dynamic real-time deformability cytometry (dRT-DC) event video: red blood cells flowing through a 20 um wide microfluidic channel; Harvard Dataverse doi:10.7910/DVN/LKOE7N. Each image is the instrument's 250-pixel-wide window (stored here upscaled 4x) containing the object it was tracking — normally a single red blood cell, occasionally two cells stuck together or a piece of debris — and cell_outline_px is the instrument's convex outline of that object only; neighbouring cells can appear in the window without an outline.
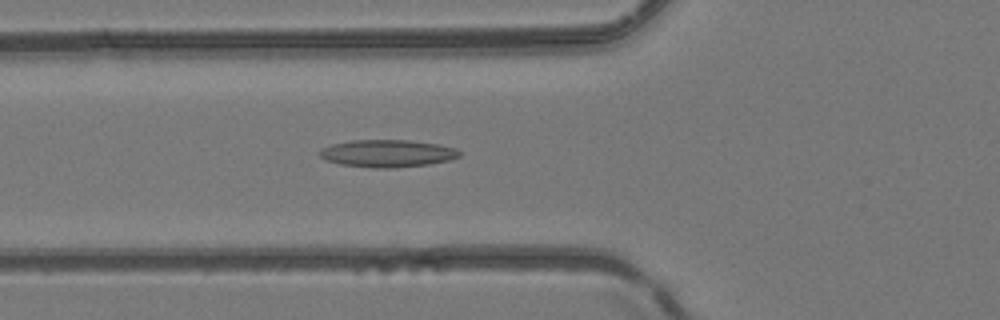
{"species": "common noctule bat (a hibernating species)", "species_latin": "Nyctalus noctula", "temperature_condition": "room temperature", "stored_images_in_passage": 50, "camera_frame_rate_fps": 3000, "um_per_image_px": 0.085, "animal": {"sex": "female", "body_mass_g": 24.6, "forearm_length_mm": 56.2}, "frame": {"image": 1, "passage_image": 19, "time_ms": 6.0, "image_size_px": [1000, 320], "cell_outline_px": [[460, 156], [448, 160], [428, 164], [392, 168], [372, 168], [340, 164], [324, 160], [320, 156], [320, 148], [332, 144], [352, 140], [408, 140], [436, 144], [456, 148], [460, 152]], "centroid_in_image_um": [32.89, 13.04], "position_along_channel_um": 92.9, "area_um2": 22.25}}
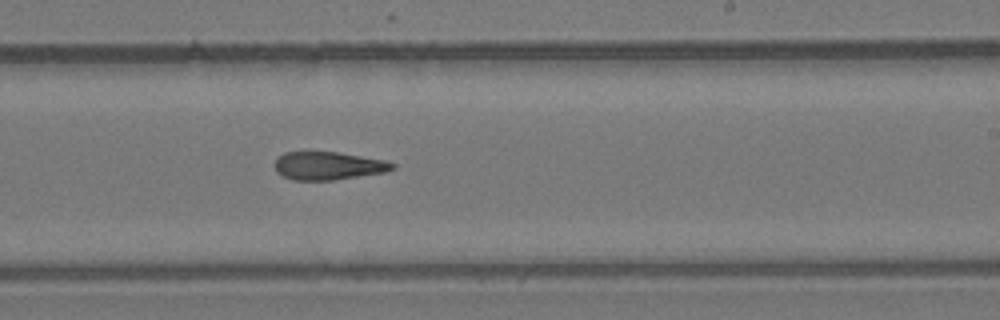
{"frame": {"image": 2, "passage_image": 31, "time_ms": 10.0, "image_size_px": [1000, 320], "cell_outline_px": [[396, 168], [384, 172], [332, 180], [292, 180], [276, 172], [272, 164], [284, 152], [336, 152], [388, 160], [396, 164]], "centroid_in_image_um": [27.9, 14.09], "position_along_channel_um": 261.1, "area_um2": 19.31}}
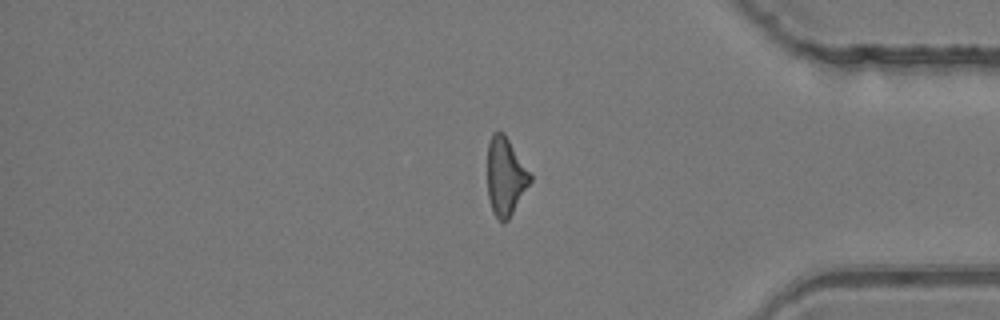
{"frame": {"image": 3, "passage_image": 42, "time_ms": 13.667, "image_size_px": [1000, 320], "cell_outline_px": [[532, 180], [508, 220], [500, 220], [492, 212], [488, 196], [488, 144], [492, 132], [504, 132], [532, 176]], "centroid_in_image_um": [42.96, 14.98], "position_along_channel_um": 392.2, "area_um2": 19.19}, "authors_computed_cell_mechanics": {"area_um2": 20.5768, "velocity_mm_per_s": 4.1994, "shape_relaxation_time_tau1_ms": null, "shape_relaxation_time_tau2_ms": 5.81, "deformation_change_tau1": null, "deformation_change_tau2": 0.197}}